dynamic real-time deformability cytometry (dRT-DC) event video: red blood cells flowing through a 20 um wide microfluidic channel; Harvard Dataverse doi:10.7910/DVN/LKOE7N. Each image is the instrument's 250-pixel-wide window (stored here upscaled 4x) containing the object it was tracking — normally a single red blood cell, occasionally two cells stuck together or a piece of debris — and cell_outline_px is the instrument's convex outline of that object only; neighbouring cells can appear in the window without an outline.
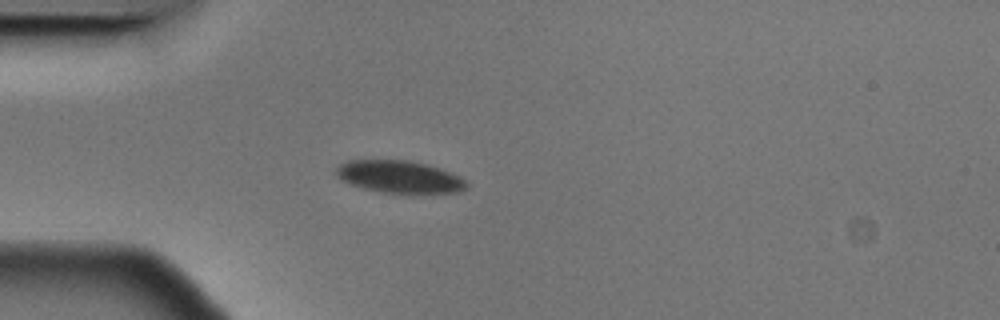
{"species": "Egyptian fruit bat (a non-hibernating species)", "species_latin": "Rousettus aegyptiacus", "temperature_condition": "cold", "stored_images_in_passage": 3, "camera_frame_rate_fps": 3000, "um_per_image_px": 0.085, "animal": {"sex": "male"}, "frame": {"image": 1, "passage_image": 1, "time_ms": 0.0, "image_size_px": [1000, 320], "cell_outline_px": [[468, 188], [460, 192], [412, 196], [408, 196], [380, 192], [364, 188], [352, 184], [336, 176], [336, 168], [340, 164], [348, 160], [408, 160], [428, 164], [440, 168], [460, 176], [468, 184]], "centroid_in_image_um": [34.04, 15.07], "position_along_channel_um": 51.0, "area_um2": 25.49}}